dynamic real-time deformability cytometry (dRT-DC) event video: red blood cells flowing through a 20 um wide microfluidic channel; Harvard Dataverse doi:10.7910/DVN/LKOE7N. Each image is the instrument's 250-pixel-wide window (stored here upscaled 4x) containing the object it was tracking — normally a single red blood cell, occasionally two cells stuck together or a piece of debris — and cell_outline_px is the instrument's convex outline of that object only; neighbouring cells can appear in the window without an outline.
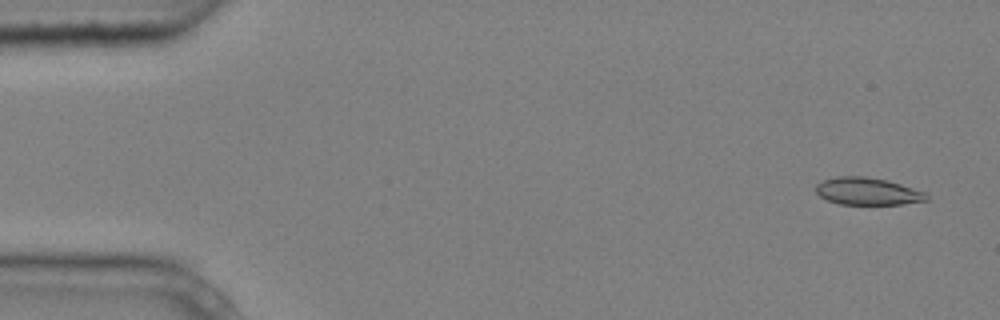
{"species": "common noctule bat (a hibernating species)", "species_latin": "Nyctalus noctula", "temperature_condition": "cold", "stored_images_in_passage": 6, "camera_frame_rate_fps": 3000, "um_per_image_px": 0.085, "animal": {"sex": "male", "body_mass_g": 20.4}, "frame": {"image": 1, "passage_image": 1, "time_ms": 0.0, "image_size_px": [1000, 320], "cell_outline_px": [[928, 200], [900, 204], [836, 204], [820, 196], [816, 192], [816, 184], [824, 180], [836, 176], [864, 176], [888, 180], [924, 192], [928, 196]], "centroid_in_image_um": [73.71, 16.26], "position_along_channel_um": 11.3, "area_um2": 17.51}}
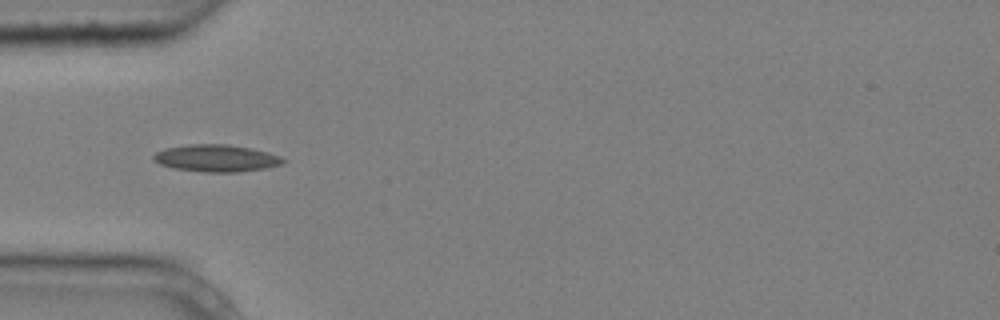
{"frame": {"image": 2, "passage_image": 5, "time_ms": 1.333, "image_size_px": [1000, 320], "cell_outline_px": [[288, 160], [284, 164], [264, 168], [240, 172], [204, 172], [172, 168], [160, 164], [152, 160], [152, 156], [156, 152], [164, 148], [188, 144], [228, 144], [252, 148], [268, 152], [280, 156]], "centroid_in_image_um": [18.39, 13.44], "position_along_channel_um": 66.6, "area_um2": 20.75}}
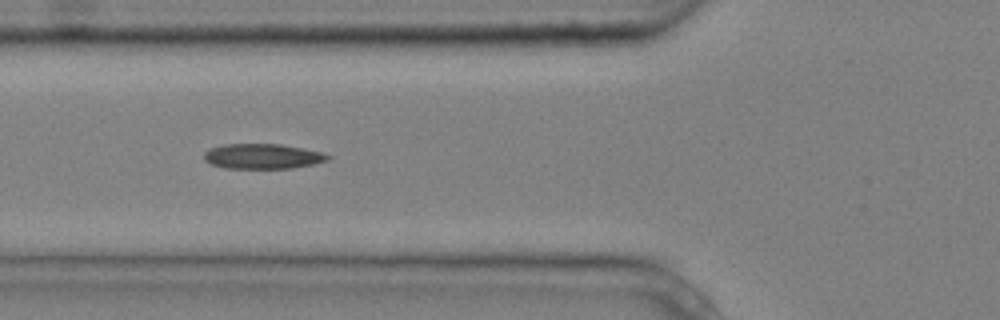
{"frame": {"image": 3, "passage_image": 6, "time_ms": 1.667, "image_size_px": [1000, 320], "cell_outline_px": [[332, 156], [328, 160], [312, 164], [292, 168], [224, 168], [212, 164], [204, 160], [204, 152], [208, 148], [224, 144], [280, 144], [304, 148], [324, 152]], "centroid_in_image_um": [22.33, 13.28], "position_along_channel_um": 103.5, "area_um2": 18.21}}